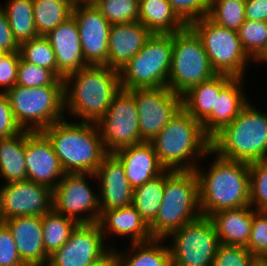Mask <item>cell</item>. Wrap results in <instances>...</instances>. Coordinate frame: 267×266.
Listing matches in <instances>:
<instances>
[{
	"label": "cell",
	"instance_id": "obj_14",
	"mask_svg": "<svg viewBox=\"0 0 267 266\" xmlns=\"http://www.w3.org/2000/svg\"><path fill=\"white\" fill-rule=\"evenodd\" d=\"M115 248L117 244H105L98 223L79 224L67 242L49 256L47 266H100Z\"/></svg>",
	"mask_w": 267,
	"mask_h": 266
},
{
	"label": "cell",
	"instance_id": "obj_34",
	"mask_svg": "<svg viewBox=\"0 0 267 266\" xmlns=\"http://www.w3.org/2000/svg\"><path fill=\"white\" fill-rule=\"evenodd\" d=\"M73 7L65 0H33L34 23L38 35L45 36L72 16Z\"/></svg>",
	"mask_w": 267,
	"mask_h": 266
},
{
	"label": "cell",
	"instance_id": "obj_21",
	"mask_svg": "<svg viewBox=\"0 0 267 266\" xmlns=\"http://www.w3.org/2000/svg\"><path fill=\"white\" fill-rule=\"evenodd\" d=\"M3 223L9 228L26 266H47L49 256L43 246L42 216H17Z\"/></svg>",
	"mask_w": 267,
	"mask_h": 266
},
{
	"label": "cell",
	"instance_id": "obj_48",
	"mask_svg": "<svg viewBox=\"0 0 267 266\" xmlns=\"http://www.w3.org/2000/svg\"><path fill=\"white\" fill-rule=\"evenodd\" d=\"M245 19L267 21V0H245Z\"/></svg>",
	"mask_w": 267,
	"mask_h": 266
},
{
	"label": "cell",
	"instance_id": "obj_29",
	"mask_svg": "<svg viewBox=\"0 0 267 266\" xmlns=\"http://www.w3.org/2000/svg\"><path fill=\"white\" fill-rule=\"evenodd\" d=\"M138 22L152 34H173L187 26L167 0H140Z\"/></svg>",
	"mask_w": 267,
	"mask_h": 266
},
{
	"label": "cell",
	"instance_id": "obj_19",
	"mask_svg": "<svg viewBox=\"0 0 267 266\" xmlns=\"http://www.w3.org/2000/svg\"><path fill=\"white\" fill-rule=\"evenodd\" d=\"M95 175L97 178L96 184L100 189L101 214L106 210L132 205L134 189L128 182L121 161L113 153H108L103 158Z\"/></svg>",
	"mask_w": 267,
	"mask_h": 266
},
{
	"label": "cell",
	"instance_id": "obj_32",
	"mask_svg": "<svg viewBox=\"0 0 267 266\" xmlns=\"http://www.w3.org/2000/svg\"><path fill=\"white\" fill-rule=\"evenodd\" d=\"M165 187V172L133 190L132 206L150 226L160 209Z\"/></svg>",
	"mask_w": 267,
	"mask_h": 266
},
{
	"label": "cell",
	"instance_id": "obj_38",
	"mask_svg": "<svg viewBox=\"0 0 267 266\" xmlns=\"http://www.w3.org/2000/svg\"><path fill=\"white\" fill-rule=\"evenodd\" d=\"M93 4L111 25L138 21L139 0H94Z\"/></svg>",
	"mask_w": 267,
	"mask_h": 266
},
{
	"label": "cell",
	"instance_id": "obj_8",
	"mask_svg": "<svg viewBox=\"0 0 267 266\" xmlns=\"http://www.w3.org/2000/svg\"><path fill=\"white\" fill-rule=\"evenodd\" d=\"M172 44L171 68L167 81V87L172 92L182 96L193 86L217 75L201 39L189 25L172 34Z\"/></svg>",
	"mask_w": 267,
	"mask_h": 266
},
{
	"label": "cell",
	"instance_id": "obj_35",
	"mask_svg": "<svg viewBox=\"0 0 267 266\" xmlns=\"http://www.w3.org/2000/svg\"><path fill=\"white\" fill-rule=\"evenodd\" d=\"M207 16L215 24L237 31L246 20L245 0H210Z\"/></svg>",
	"mask_w": 267,
	"mask_h": 266
},
{
	"label": "cell",
	"instance_id": "obj_23",
	"mask_svg": "<svg viewBox=\"0 0 267 266\" xmlns=\"http://www.w3.org/2000/svg\"><path fill=\"white\" fill-rule=\"evenodd\" d=\"M122 163L125 175L133 189L142 186L163 174L166 169L160 164L151 142H142L113 153Z\"/></svg>",
	"mask_w": 267,
	"mask_h": 266
},
{
	"label": "cell",
	"instance_id": "obj_50",
	"mask_svg": "<svg viewBox=\"0 0 267 266\" xmlns=\"http://www.w3.org/2000/svg\"><path fill=\"white\" fill-rule=\"evenodd\" d=\"M252 266H267V257H256Z\"/></svg>",
	"mask_w": 267,
	"mask_h": 266
},
{
	"label": "cell",
	"instance_id": "obj_27",
	"mask_svg": "<svg viewBox=\"0 0 267 266\" xmlns=\"http://www.w3.org/2000/svg\"><path fill=\"white\" fill-rule=\"evenodd\" d=\"M165 239L153 238L147 242L129 244L124 251L114 249L116 266H172L171 252ZM128 248V249H127Z\"/></svg>",
	"mask_w": 267,
	"mask_h": 266
},
{
	"label": "cell",
	"instance_id": "obj_44",
	"mask_svg": "<svg viewBox=\"0 0 267 266\" xmlns=\"http://www.w3.org/2000/svg\"><path fill=\"white\" fill-rule=\"evenodd\" d=\"M20 52L0 54V92L6 93L16 85Z\"/></svg>",
	"mask_w": 267,
	"mask_h": 266
},
{
	"label": "cell",
	"instance_id": "obj_37",
	"mask_svg": "<svg viewBox=\"0 0 267 266\" xmlns=\"http://www.w3.org/2000/svg\"><path fill=\"white\" fill-rule=\"evenodd\" d=\"M19 52L25 61L52 70L58 76L55 52L46 36L39 35L22 42Z\"/></svg>",
	"mask_w": 267,
	"mask_h": 266
},
{
	"label": "cell",
	"instance_id": "obj_39",
	"mask_svg": "<svg viewBox=\"0 0 267 266\" xmlns=\"http://www.w3.org/2000/svg\"><path fill=\"white\" fill-rule=\"evenodd\" d=\"M16 85L28 88L64 86V80L60 79L52 70L36 66L20 57Z\"/></svg>",
	"mask_w": 267,
	"mask_h": 266
},
{
	"label": "cell",
	"instance_id": "obj_10",
	"mask_svg": "<svg viewBox=\"0 0 267 266\" xmlns=\"http://www.w3.org/2000/svg\"><path fill=\"white\" fill-rule=\"evenodd\" d=\"M203 43L213 70L234 78L246 76L250 62L237 31L215 24L208 16L189 24ZM249 62V63H248Z\"/></svg>",
	"mask_w": 267,
	"mask_h": 266
},
{
	"label": "cell",
	"instance_id": "obj_46",
	"mask_svg": "<svg viewBox=\"0 0 267 266\" xmlns=\"http://www.w3.org/2000/svg\"><path fill=\"white\" fill-rule=\"evenodd\" d=\"M22 131L15 120L6 93L0 92V138L14 136Z\"/></svg>",
	"mask_w": 267,
	"mask_h": 266
},
{
	"label": "cell",
	"instance_id": "obj_26",
	"mask_svg": "<svg viewBox=\"0 0 267 266\" xmlns=\"http://www.w3.org/2000/svg\"><path fill=\"white\" fill-rule=\"evenodd\" d=\"M209 218L216 228L220 243L244 247L248 245L253 221L251 206L220 210Z\"/></svg>",
	"mask_w": 267,
	"mask_h": 266
},
{
	"label": "cell",
	"instance_id": "obj_11",
	"mask_svg": "<svg viewBox=\"0 0 267 266\" xmlns=\"http://www.w3.org/2000/svg\"><path fill=\"white\" fill-rule=\"evenodd\" d=\"M165 240L170 248L172 266H212L220 245L212 220L204 216L183 225Z\"/></svg>",
	"mask_w": 267,
	"mask_h": 266
},
{
	"label": "cell",
	"instance_id": "obj_33",
	"mask_svg": "<svg viewBox=\"0 0 267 266\" xmlns=\"http://www.w3.org/2000/svg\"><path fill=\"white\" fill-rule=\"evenodd\" d=\"M79 223L54 210L42 216L43 246L48 256L61 248Z\"/></svg>",
	"mask_w": 267,
	"mask_h": 266
},
{
	"label": "cell",
	"instance_id": "obj_41",
	"mask_svg": "<svg viewBox=\"0 0 267 266\" xmlns=\"http://www.w3.org/2000/svg\"><path fill=\"white\" fill-rule=\"evenodd\" d=\"M255 256L244 246L220 243L212 266H252Z\"/></svg>",
	"mask_w": 267,
	"mask_h": 266
},
{
	"label": "cell",
	"instance_id": "obj_40",
	"mask_svg": "<svg viewBox=\"0 0 267 266\" xmlns=\"http://www.w3.org/2000/svg\"><path fill=\"white\" fill-rule=\"evenodd\" d=\"M250 206L256 211H267V160L249 164Z\"/></svg>",
	"mask_w": 267,
	"mask_h": 266
},
{
	"label": "cell",
	"instance_id": "obj_25",
	"mask_svg": "<svg viewBox=\"0 0 267 266\" xmlns=\"http://www.w3.org/2000/svg\"><path fill=\"white\" fill-rule=\"evenodd\" d=\"M244 78H233L216 98L215 108L201 122L204 132L212 138L225 125L230 124L249 102L243 84Z\"/></svg>",
	"mask_w": 267,
	"mask_h": 266
},
{
	"label": "cell",
	"instance_id": "obj_16",
	"mask_svg": "<svg viewBox=\"0 0 267 266\" xmlns=\"http://www.w3.org/2000/svg\"><path fill=\"white\" fill-rule=\"evenodd\" d=\"M52 210L50 187L30 180L0 185V222L17 216H43Z\"/></svg>",
	"mask_w": 267,
	"mask_h": 266
},
{
	"label": "cell",
	"instance_id": "obj_7",
	"mask_svg": "<svg viewBox=\"0 0 267 266\" xmlns=\"http://www.w3.org/2000/svg\"><path fill=\"white\" fill-rule=\"evenodd\" d=\"M14 117L22 130L42 132L64 119V86L28 88L15 85L6 92Z\"/></svg>",
	"mask_w": 267,
	"mask_h": 266
},
{
	"label": "cell",
	"instance_id": "obj_30",
	"mask_svg": "<svg viewBox=\"0 0 267 266\" xmlns=\"http://www.w3.org/2000/svg\"><path fill=\"white\" fill-rule=\"evenodd\" d=\"M0 177L3 184L27 180L25 164V130L0 138Z\"/></svg>",
	"mask_w": 267,
	"mask_h": 266
},
{
	"label": "cell",
	"instance_id": "obj_13",
	"mask_svg": "<svg viewBox=\"0 0 267 266\" xmlns=\"http://www.w3.org/2000/svg\"><path fill=\"white\" fill-rule=\"evenodd\" d=\"M97 125L108 153L144 142L139 132V116L133 89L121 88Z\"/></svg>",
	"mask_w": 267,
	"mask_h": 266
},
{
	"label": "cell",
	"instance_id": "obj_52",
	"mask_svg": "<svg viewBox=\"0 0 267 266\" xmlns=\"http://www.w3.org/2000/svg\"><path fill=\"white\" fill-rule=\"evenodd\" d=\"M257 64L266 63L267 64V51L264 53V55L256 62Z\"/></svg>",
	"mask_w": 267,
	"mask_h": 266
},
{
	"label": "cell",
	"instance_id": "obj_22",
	"mask_svg": "<svg viewBox=\"0 0 267 266\" xmlns=\"http://www.w3.org/2000/svg\"><path fill=\"white\" fill-rule=\"evenodd\" d=\"M152 33L138 21L111 25L108 40V67L117 71L143 48Z\"/></svg>",
	"mask_w": 267,
	"mask_h": 266
},
{
	"label": "cell",
	"instance_id": "obj_4",
	"mask_svg": "<svg viewBox=\"0 0 267 266\" xmlns=\"http://www.w3.org/2000/svg\"><path fill=\"white\" fill-rule=\"evenodd\" d=\"M67 118L46 127L42 133L51 142L65 173L95 174L108 154L99 127L97 123Z\"/></svg>",
	"mask_w": 267,
	"mask_h": 266
},
{
	"label": "cell",
	"instance_id": "obj_5",
	"mask_svg": "<svg viewBox=\"0 0 267 266\" xmlns=\"http://www.w3.org/2000/svg\"><path fill=\"white\" fill-rule=\"evenodd\" d=\"M249 101L239 115L211 138V150L238 162L267 160V110Z\"/></svg>",
	"mask_w": 267,
	"mask_h": 266
},
{
	"label": "cell",
	"instance_id": "obj_20",
	"mask_svg": "<svg viewBox=\"0 0 267 266\" xmlns=\"http://www.w3.org/2000/svg\"><path fill=\"white\" fill-rule=\"evenodd\" d=\"M45 36L55 52L60 79L63 80L69 74L88 66L82 53L79 29L73 16Z\"/></svg>",
	"mask_w": 267,
	"mask_h": 266
},
{
	"label": "cell",
	"instance_id": "obj_28",
	"mask_svg": "<svg viewBox=\"0 0 267 266\" xmlns=\"http://www.w3.org/2000/svg\"><path fill=\"white\" fill-rule=\"evenodd\" d=\"M233 78L229 75L217 74L208 81L193 86L182 95V108L195 120L202 122L215 108L220 91Z\"/></svg>",
	"mask_w": 267,
	"mask_h": 266
},
{
	"label": "cell",
	"instance_id": "obj_17",
	"mask_svg": "<svg viewBox=\"0 0 267 266\" xmlns=\"http://www.w3.org/2000/svg\"><path fill=\"white\" fill-rule=\"evenodd\" d=\"M72 16L79 29L86 64L108 66V40L111 24L94 4L73 7Z\"/></svg>",
	"mask_w": 267,
	"mask_h": 266
},
{
	"label": "cell",
	"instance_id": "obj_47",
	"mask_svg": "<svg viewBox=\"0 0 267 266\" xmlns=\"http://www.w3.org/2000/svg\"><path fill=\"white\" fill-rule=\"evenodd\" d=\"M19 46L13 37L7 14L0 3V50L2 52H19Z\"/></svg>",
	"mask_w": 267,
	"mask_h": 266
},
{
	"label": "cell",
	"instance_id": "obj_15",
	"mask_svg": "<svg viewBox=\"0 0 267 266\" xmlns=\"http://www.w3.org/2000/svg\"><path fill=\"white\" fill-rule=\"evenodd\" d=\"M133 97L141 139L146 142H150L182 108V96L168 87L135 88Z\"/></svg>",
	"mask_w": 267,
	"mask_h": 266
},
{
	"label": "cell",
	"instance_id": "obj_3",
	"mask_svg": "<svg viewBox=\"0 0 267 266\" xmlns=\"http://www.w3.org/2000/svg\"><path fill=\"white\" fill-rule=\"evenodd\" d=\"M150 142L166 170H195L203 159L212 155L211 138L202 123L183 108Z\"/></svg>",
	"mask_w": 267,
	"mask_h": 266
},
{
	"label": "cell",
	"instance_id": "obj_43",
	"mask_svg": "<svg viewBox=\"0 0 267 266\" xmlns=\"http://www.w3.org/2000/svg\"><path fill=\"white\" fill-rule=\"evenodd\" d=\"M178 16L189 25L199 18L206 17L210 0H167Z\"/></svg>",
	"mask_w": 267,
	"mask_h": 266
},
{
	"label": "cell",
	"instance_id": "obj_51",
	"mask_svg": "<svg viewBox=\"0 0 267 266\" xmlns=\"http://www.w3.org/2000/svg\"><path fill=\"white\" fill-rule=\"evenodd\" d=\"M100 266H116L113 256H111L104 264Z\"/></svg>",
	"mask_w": 267,
	"mask_h": 266
},
{
	"label": "cell",
	"instance_id": "obj_31",
	"mask_svg": "<svg viewBox=\"0 0 267 266\" xmlns=\"http://www.w3.org/2000/svg\"><path fill=\"white\" fill-rule=\"evenodd\" d=\"M5 2L2 7L18 44L39 36L34 23L33 0H6Z\"/></svg>",
	"mask_w": 267,
	"mask_h": 266
},
{
	"label": "cell",
	"instance_id": "obj_12",
	"mask_svg": "<svg viewBox=\"0 0 267 266\" xmlns=\"http://www.w3.org/2000/svg\"><path fill=\"white\" fill-rule=\"evenodd\" d=\"M87 179L97 181L93 173H65L53 189V210L79 224L98 223L101 215L99 191L96 193Z\"/></svg>",
	"mask_w": 267,
	"mask_h": 266
},
{
	"label": "cell",
	"instance_id": "obj_18",
	"mask_svg": "<svg viewBox=\"0 0 267 266\" xmlns=\"http://www.w3.org/2000/svg\"><path fill=\"white\" fill-rule=\"evenodd\" d=\"M27 180L54 189L65 172L53 146L42 132L25 130Z\"/></svg>",
	"mask_w": 267,
	"mask_h": 266
},
{
	"label": "cell",
	"instance_id": "obj_6",
	"mask_svg": "<svg viewBox=\"0 0 267 266\" xmlns=\"http://www.w3.org/2000/svg\"><path fill=\"white\" fill-rule=\"evenodd\" d=\"M200 217L196 172L166 170L162 203L155 221L149 226L152 237L166 239L175 230Z\"/></svg>",
	"mask_w": 267,
	"mask_h": 266
},
{
	"label": "cell",
	"instance_id": "obj_24",
	"mask_svg": "<svg viewBox=\"0 0 267 266\" xmlns=\"http://www.w3.org/2000/svg\"><path fill=\"white\" fill-rule=\"evenodd\" d=\"M98 224L102 230L105 242L121 237L130 244L147 242L153 237L149 226L138 211L131 205L124 208L106 210L100 215ZM115 237V238H114ZM129 237V238H128ZM111 239V240H109Z\"/></svg>",
	"mask_w": 267,
	"mask_h": 266
},
{
	"label": "cell",
	"instance_id": "obj_9",
	"mask_svg": "<svg viewBox=\"0 0 267 266\" xmlns=\"http://www.w3.org/2000/svg\"><path fill=\"white\" fill-rule=\"evenodd\" d=\"M172 50V34H152L143 48L119 71L121 88L167 87Z\"/></svg>",
	"mask_w": 267,
	"mask_h": 266
},
{
	"label": "cell",
	"instance_id": "obj_2",
	"mask_svg": "<svg viewBox=\"0 0 267 266\" xmlns=\"http://www.w3.org/2000/svg\"><path fill=\"white\" fill-rule=\"evenodd\" d=\"M213 161L195 172L199 183L201 216L210 217L217 211L250 206L249 164L222 158L212 151ZM212 162V164H211Z\"/></svg>",
	"mask_w": 267,
	"mask_h": 266
},
{
	"label": "cell",
	"instance_id": "obj_42",
	"mask_svg": "<svg viewBox=\"0 0 267 266\" xmlns=\"http://www.w3.org/2000/svg\"><path fill=\"white\" fill-rule=\"evenodd\" d=\"M246 248L255 257H267V211L253 208V221Z\"/></svg>",
	"mask_w": 267,
	"mask_h": 266
},
{
	"label": "cell",
	"instance_id": "obj_36",
	"mask_svg": "<svg viewBox=\"0 0 267 266\" xmlns=\"http://www.w3.org/2000/svg\"><path fill=\"white\" fill-rule=\"evenodd\" d=\"M237 33L243 49L256 63L267 51V21L245 20Z\"/></svg>",
	"mask_w": 267,
	"mask_h": 266
},
{
	"label": "cell",
	"instance_id": "obj_45",
	"mask_svg": "<svg viewBox=\"0 0 267 266\" xmlns=\"http://www.w3.org/2000/svg\"><path fill=\"white\" fill-rule=\"evenodd\" d=\"M0 266H26L9 228L3 222H0Z\"/></svg>",
	"mask_w": 267,
	"mask_h": 266
},
{
	"label": "cell",
	"instance_id": "obj_49",
	"mask_svg": "<svg viewBox=\"0 0 267 266\" xmlns=\"http://www.w3.org/2000/svg\"><path fill=\"white\" fill-rule=\"evenodd\" d=\"M65 1H67L72 7L94 3V0H65Z\"/></svg>",
	"mask_w": 267,
	"mask_h": 266
},
{
	"label": "cell",
	"instance_id": "obj_1",
	"mask_svg": "<svg viewBox=\"0 0 267 266\" xmlns=\"http://www.w3.org/2000/svg\"><path fill=\"white\" fill-rule=\"evenodd\" d=\"M63 80L65 116L76 121L98 123L121 90L120 72L108 66L88 65Z\"/></svg>",
	"mask_w": 267,
	"mask_h": 266
}]
</instances>
